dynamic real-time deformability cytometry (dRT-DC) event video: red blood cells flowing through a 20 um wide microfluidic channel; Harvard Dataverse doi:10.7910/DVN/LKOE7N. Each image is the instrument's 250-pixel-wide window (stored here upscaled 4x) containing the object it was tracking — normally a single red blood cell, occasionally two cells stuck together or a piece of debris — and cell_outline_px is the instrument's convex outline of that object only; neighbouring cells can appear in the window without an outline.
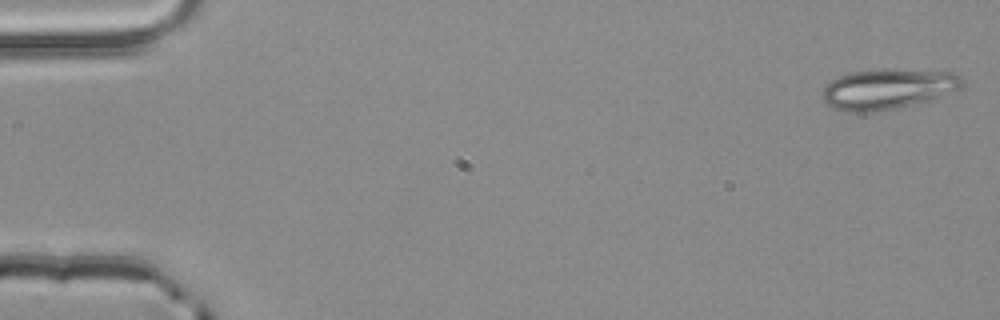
{"species": "common noctule bat (a hibernating species)", "species_latin": "Nyctalus noctula", "temperature_condition": "room temperature", "stored_images_in_passage": 4, "camera_frame_rate_fps": 3000, "um_per_image_px": 0.085, "animal": {"sex": "male", "body_mass_g": 20.4}, "frame": {"image": 1, "passage_image": 1, "time_ms": 0.0, "image_size_px": [1000, 320], "cell_outline_px": [[964, 80], [960, 88], [932, 100], [896, 108], [876, 112], [848, 112], [832, 108], [824, 100], [824, 88], [832, 80], [840, 76], [852, 72], [884, 68], [960, 72]], "centroid_in_image_um": [75.53, 7.55], "position_along_channel_um": 9.5, "area_um2": 33.18}}